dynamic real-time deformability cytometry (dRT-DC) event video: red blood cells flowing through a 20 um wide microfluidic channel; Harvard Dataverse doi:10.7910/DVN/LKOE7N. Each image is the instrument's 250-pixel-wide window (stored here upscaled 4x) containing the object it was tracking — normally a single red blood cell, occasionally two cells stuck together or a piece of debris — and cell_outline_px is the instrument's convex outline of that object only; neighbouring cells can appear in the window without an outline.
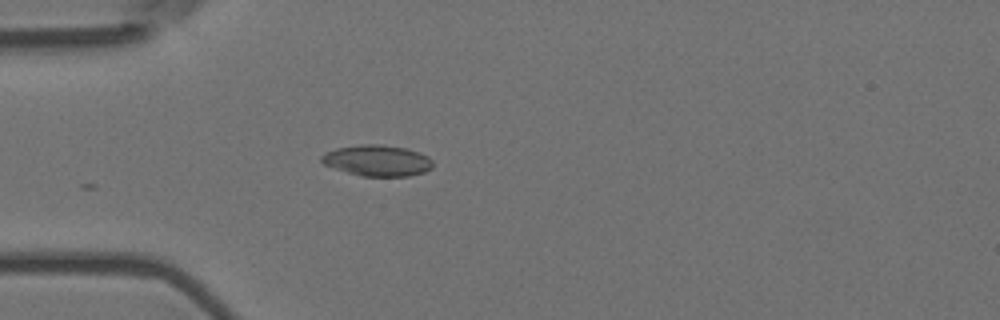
{"species": "Egyptian fruit bat (a non-hibernating species)", "species_latin": "Rousettus aegyptiacus", "temperature_condition": "room temperature", "stored_images_in_passage": 5, "camera_frame_rate_fps": 3000, "um_per_image_px": 0.085, "animal": {"sex": "female"}, "frame": {"image": 1, "passage_image": 1, "time_ms": 0.0, "image_size_px": [1000, 320], "cell_outline_px": [[432, 168], [424, 172], [408, 176], [360, 176], [324, 164], [320, 160], [320, 156], [324, 152], [336, 148], [360, 144], [380, 144], [408, 148], [420, 152], [428, 156], [432, 160]], "centroid_in_image_um": [32.08, 13.63], "position_along_channel_um": 52.9, "area_um2": 20.29}}
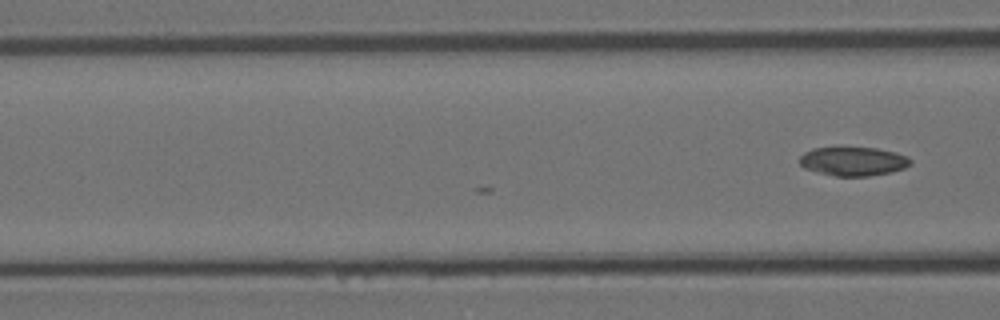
{"frame": {"image": 2, "passage_image": 5, "time_ms": 1.333, "image_size_px": [1000, 320], "cell_outline_px": [[912, 164], [904, 168], [892, 172], [868, 176], [836, 176], [816, 172], [804, 168], [800, 164], [800, 156], [804, 152], [812, 148], [840, 144], [876, 148], [896, 152], [908, 156], [912, 160]], "centroid_in_image_um": [72.5, 13.66], "position_along_channel_um": 94.1, "area_um2": 19.65}}